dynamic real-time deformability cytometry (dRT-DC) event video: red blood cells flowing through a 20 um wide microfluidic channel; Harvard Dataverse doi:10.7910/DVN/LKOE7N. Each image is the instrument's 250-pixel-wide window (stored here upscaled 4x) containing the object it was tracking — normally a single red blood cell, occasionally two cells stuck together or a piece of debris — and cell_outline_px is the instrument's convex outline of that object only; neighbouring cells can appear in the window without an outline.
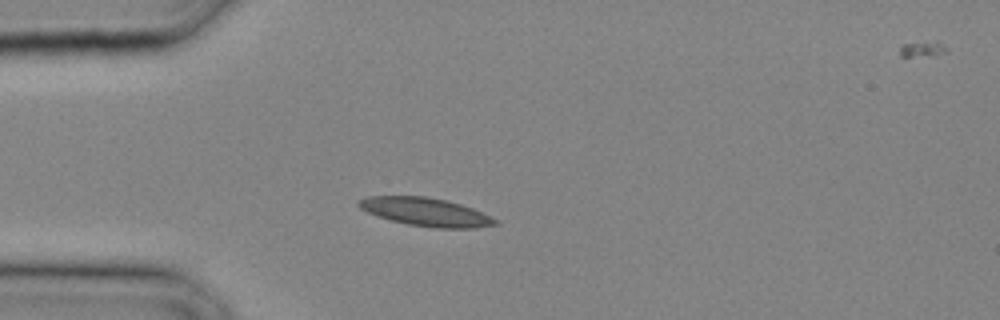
{"species": "common noctule bat (a hibernating species)", "species_latin": "Nyctalus noctula", "temperature_condition": "cold", "stored_images_in_passage": 6, "camera_frame_rate_fps": 3000, "um_per_image_px": 0.085, "animal": {"sex": "male", "body_mass_g": 20.4}, "frame": {"image": 1, "passage_image": 3, "time_ms": 0.667, "image_size_px": [1000, 320], "cell_outline_px": [[500, 224], [476, 228], [436, 228], [408, 224], [392, 220], [368, 212], [360, 208], [356, 204], [360, 200], [368, 196], [424, 196], [448, 200], [472, 208], [496, 220]], "centroid_in_image_um": [36.2, 18.01], "position_along_channel_um": 48.8, "area_um2": 22.2}}
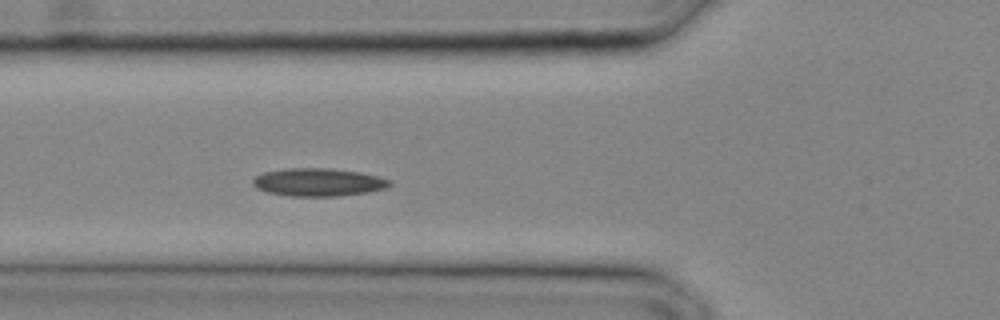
{"frame": {"image": 2, "passage_image": 6, "time_ms": 1.667, "image_size_px": [1000, 320], "cell_outline_px": [[392, 184], [384, 188], [368, 192], [336, 196], [292, 196], [268, 192], [256, 188], [252, 184], [252, 180], [256, 176], [264, 172], [288, 168], [332, 168], [360, 172], [392, 180]], "centroid_in_image_um": [27.05, 15.48], "position_along_channel_um": 98.7, "area_um2": 22.2}}